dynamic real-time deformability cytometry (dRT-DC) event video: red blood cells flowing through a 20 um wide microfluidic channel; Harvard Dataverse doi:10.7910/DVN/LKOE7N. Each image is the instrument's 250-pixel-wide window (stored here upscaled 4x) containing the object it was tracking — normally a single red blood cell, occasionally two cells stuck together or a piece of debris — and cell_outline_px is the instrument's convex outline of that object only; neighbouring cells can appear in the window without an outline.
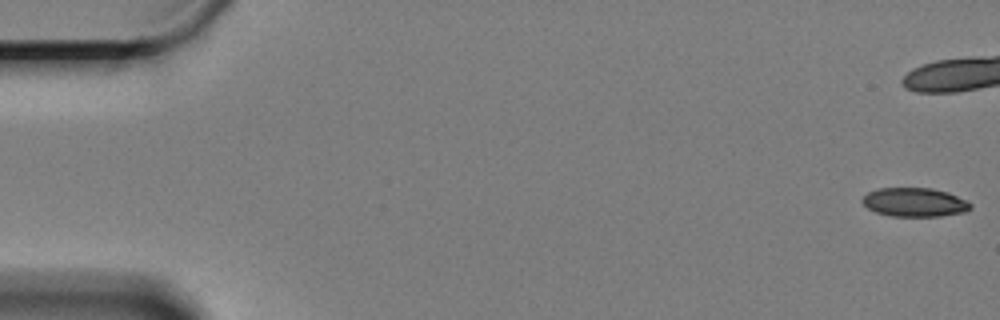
{"species": "Egyptian fruit bat (a non-hibernating species)", "species_latin": "Rousettus aegyptiacus", "temperature_condition": "cold", "stored_images_in_passage": 15, "camera_frame_rate_fps": 3000, "um_per_image_px": 0.085, "animal": {"sex": "female"}, "frame": {"image": 1, "passage_image": 1, "time_ms": 0.0, "image_size_px": [1000, 320], "cell_outline_px": [[972, 208], [964, 212], [940, 216], [892, 216], [876, 212], [868, 208], [860, 200], [868, 192], [880, 188], [932, 188], [948, 192], [972, 204]], "centroid_in_image_um": [77.73, 17.19], "position_along_channel_um": 7.3, "area_um2": 18.09}}